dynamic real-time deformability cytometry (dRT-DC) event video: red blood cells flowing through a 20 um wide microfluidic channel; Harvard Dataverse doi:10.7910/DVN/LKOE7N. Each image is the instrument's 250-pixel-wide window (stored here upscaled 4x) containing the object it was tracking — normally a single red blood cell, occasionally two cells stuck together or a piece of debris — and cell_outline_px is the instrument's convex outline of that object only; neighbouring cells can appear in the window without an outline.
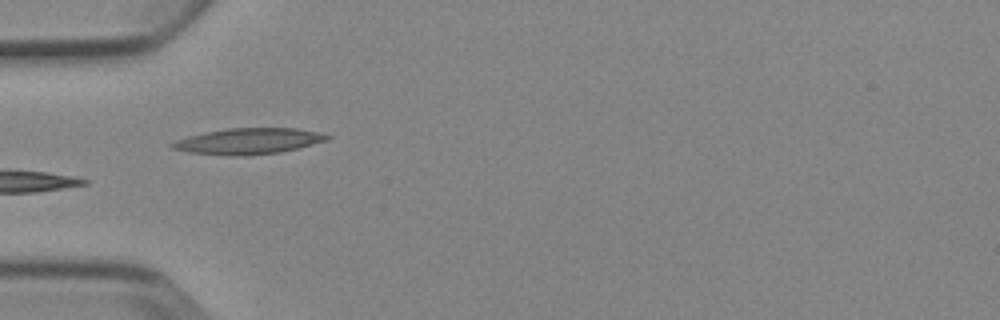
{"species": "Egyptian fruit bat (a non-hibernating species)", "species_latin": "Rousettus aegyptiacus", "temperature_condition": "cold", "stored_images_in_passage": 6, "camera_frame_rate_fps": 3000, "um_per_image_px": 0.085, "animal": {"sex": "female"}, "frame": {"image": 1, "passage_image": 5, "time_ms": 4.667, "image_size_px": [1000, 320], "cell_outline_px": [[332, 136], [328, 140], [280, 152], [244, 156], [232, 156], [188, 152], [172, 148], [168, 144], [176, 140], [188, 136], [204, 132], [228, 128], [296, 128], [316, 132]], "centroid_in_image_um": [21.08, 12.0], "position_along_channel_um": 63.9, "area_um2": 23.35}}
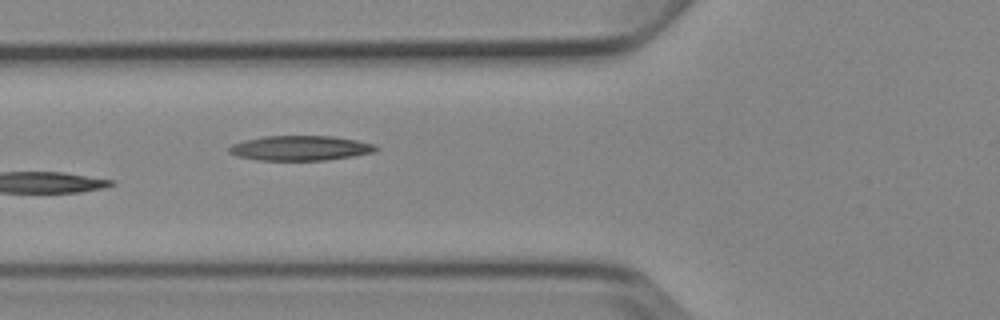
{"frame": {"image": 2, "passage_image": 6, "time_ms": 5.667, "image_size_px": [1000, 320], "cell_outline_px": [[380, 148], [376, 152], [352, 156], [324, 160], [260, 160], [236, 156], [228, 152], [228, 148], [232, 144], [244, 140], [264, 136], [332, 136], [356, 140], [376, 144]], "centroid_in_image_um": [25.54, 12.58], "position_along_channel_um": 100.3, "area_um2": 21.33}}